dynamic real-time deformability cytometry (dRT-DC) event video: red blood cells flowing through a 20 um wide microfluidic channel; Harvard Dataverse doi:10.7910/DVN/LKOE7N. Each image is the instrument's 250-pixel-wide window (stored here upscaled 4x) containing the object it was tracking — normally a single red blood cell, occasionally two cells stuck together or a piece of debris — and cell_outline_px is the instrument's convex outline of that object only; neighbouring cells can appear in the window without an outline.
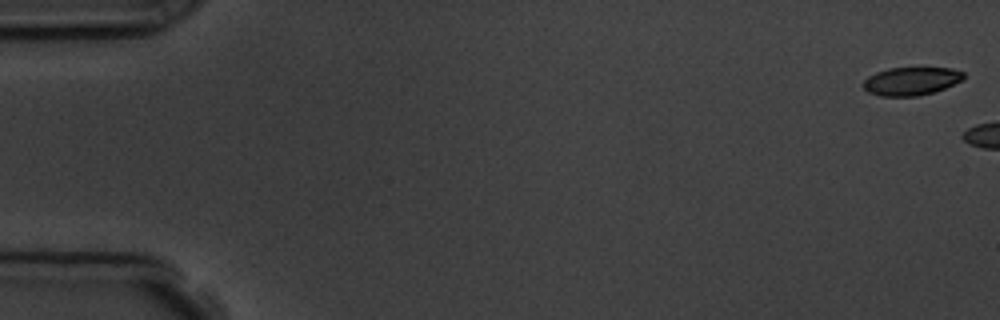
{"species": "common noctule bat (a hibernating species)", "species_latin": "Nyctalus noctula", "temperature_condition": "room temperature", "stored_images_in_passage": 2, "camera_frame_rate_fps": 3000, "um_per_image_px": 0.085, "animal": {"sex": "male", "body_mass_g": 19.5, "forearm_length_mm": 54.6}, "frame": {"image": 1, "passage_image": 1, "time_ms": 0.0, "image_size_px": [1000, 320], "cell_outline_px": [[964, 80], [944, 88], [932, 92], [916, 96], [880, 96], [868, 92], [864, 88], [864, 80], [868, 76], [876, 72], [888, 68], [952, 68], [964, 72]], "centroid_in_image_um": [77.46, 6.89], "position_along_channel_um": 7.5, "area_um2": 16.42}}